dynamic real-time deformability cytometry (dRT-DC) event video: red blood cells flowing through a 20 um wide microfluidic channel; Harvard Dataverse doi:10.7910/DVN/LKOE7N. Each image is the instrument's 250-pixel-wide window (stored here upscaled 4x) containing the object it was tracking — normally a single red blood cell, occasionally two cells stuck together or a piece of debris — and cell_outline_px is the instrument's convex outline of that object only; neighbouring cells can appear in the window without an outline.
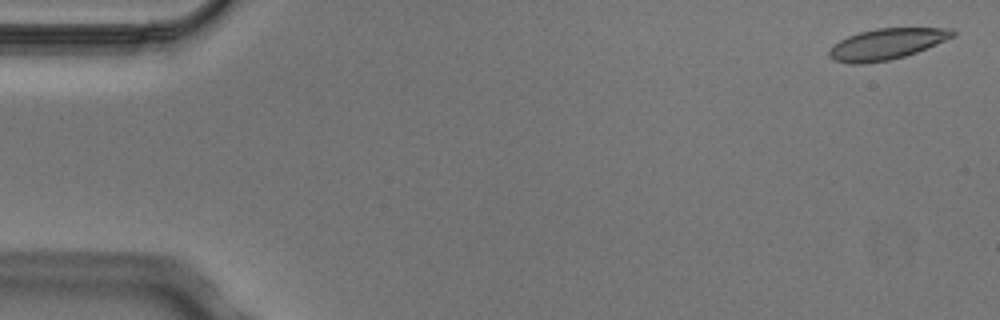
{"species": "Egyptian fruit bat (a non-hibernating species)", "species_latin": "Rousettus aegyptiacus", "temperature_condition": "cold", "stored_images_in_passage": 4, "camera_frame_rate_fps": 3000, "um_per_image_px": 0.085, "animal": {"sex": "male"}, "frame": {"image": 1, "passage_image": 1, "time_ms": 0.0, "image_size_px": [1000, 320], "cell_outline_px": [[956, 36], [916, 52], [904, 56], [888, 60], [860, 64], [852, 64], [832, 60], [828, 56], [828, 52], [840, 40], [848, 36], [860, 32], [876, 28], [952, 28], [956, 32]], "centroid_in_image_um": [75.38, 3.74], "position_along_channel_um": 9.6, "area_um2": 22.14}}